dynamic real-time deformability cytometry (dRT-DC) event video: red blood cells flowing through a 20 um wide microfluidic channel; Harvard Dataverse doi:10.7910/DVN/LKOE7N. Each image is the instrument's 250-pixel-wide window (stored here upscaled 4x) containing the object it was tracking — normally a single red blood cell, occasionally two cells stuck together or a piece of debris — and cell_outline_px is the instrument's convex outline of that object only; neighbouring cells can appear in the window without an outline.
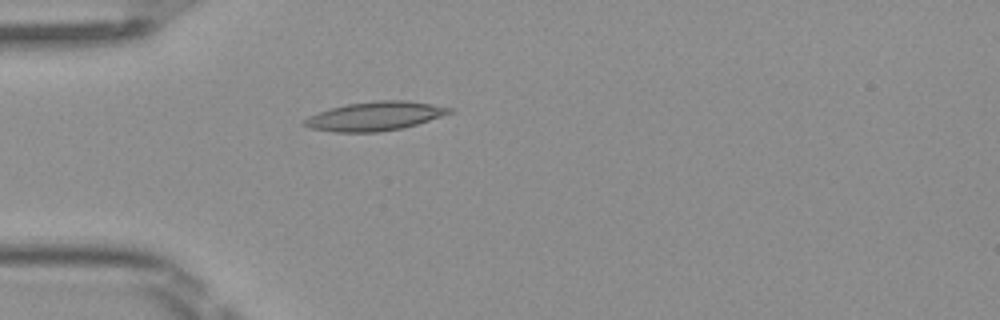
{"species": "Egyptian fruit bat (a non-hibernating species)", "species_latin": "Rousettus aegyptiacus", "temperature_condition": "room temperature", "stored_images_in_passage": 2, "camera_frame_rate_fps": 3000, "um_per_image_px": 0.085, "frame": {"image": 1, "passage_image": 2, "time_ms": 0.333, "image_size_px": [1000, 320], "cell_outline_px": [[456, 108], [452, 112], [404, 128], [380, 132], [336, 132], [308, 128], [304, 124], [304, 120], [308, 116], [332, 108], [348, 104], [376, 100], [404, 100], [432, 104]], "centroid_in_image_um": [31.89, 9.87], "position_along_channel_um": 53.1, "area_um2": 24.28}}